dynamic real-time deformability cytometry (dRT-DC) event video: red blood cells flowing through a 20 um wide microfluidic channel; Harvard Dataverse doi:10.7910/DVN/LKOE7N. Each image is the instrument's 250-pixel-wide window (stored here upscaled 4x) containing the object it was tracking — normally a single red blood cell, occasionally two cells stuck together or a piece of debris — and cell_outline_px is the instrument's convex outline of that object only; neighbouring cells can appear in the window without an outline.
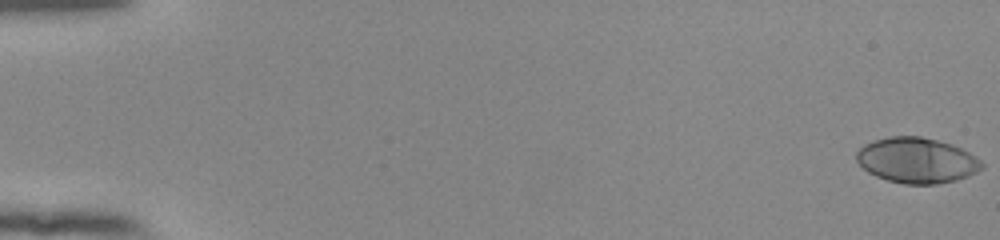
{"species": "human", "species_latin": "Homo sapiens", "temperature_condition": "room temperature", "stored_images_in_passage": 55, "camera_frame_rate_fps": 3000, "um_per_image_px": 0.085, "donor": {"sex": "female"}, "frame": {"image": 1, "passage_image": 1, "time_ms": 0.0, "image_size_px": [1000, 240], "cell_outline_px": [[984, 168], [968, 176], [956, 180], [936, 184], [904, 184], [888, 180], [876, 176], [868, 172], [856, 160], [856, 152], [864, 144], [872, 140], [888, 136], [920, 136], [952, 144], [976, 156], [984, 164]], "centroid_in_image_um": [77.92, 13.62], "position_along_channel_um": 7.1, "area_um2": 33.29}}
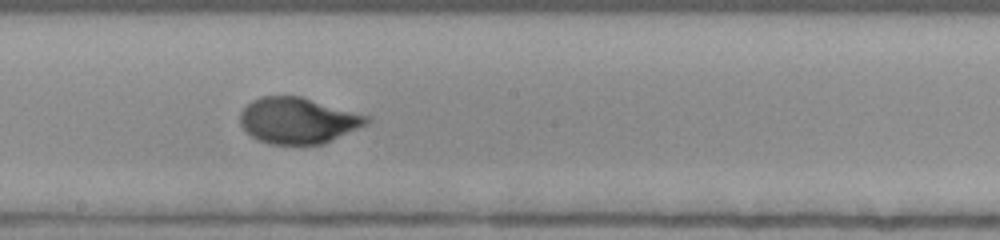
{"frame": {"image": 2, "passage_image": 32, "time_ms": 10.333, "image_size_px": [1000, 240], "cell_outline_px": [[372, 120], [368, 124], [324, 144], [268, 144], [256, 140], [244, 132], [240, 124], [240, 112], [252, 100], [260, 96], [300, 96], [372, 116]], "centroid_in_image_um": [25.34, 10.25], "position_along_channel_um": 222.9, "area_um2": 34.45}}
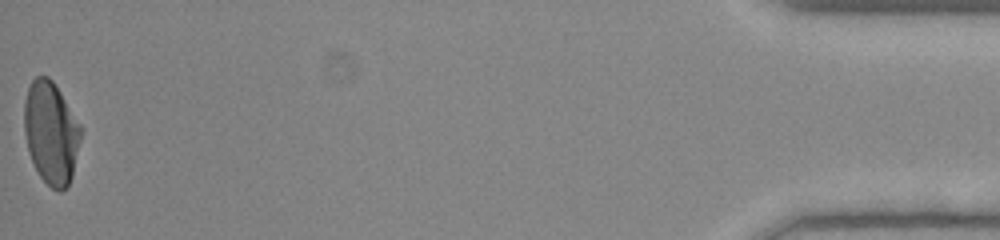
{"frame": {"image": 3, "passage_image": 55, "time_ms": 18.0, "image_size_px": [1000, 240], "cell_outline_px": [[80, 140], [72, 176], [68, 184], [60, 192], [52, 188], [40, 176], [28, 152], [24, 132], [24, 100], [28, 88], [32, 80], [36, 76], [48, 76], [52, 80], [60, 92], [80, 124]], "centroid_in_image_um": [4.31, 11.26], "position_along_channel_um": 430.9, "area_um2": 33.47}, "authors_computed_cell_mechanics": {"area_um2": 33.4084, "velocity_mm_per_s": 3.8811, "shape_relaxation_time_tau1_ms": 4.4974, "shape_relaxation_time_tau2_ms": null, "deformation_change_tau1": 0.221, "deformation_change_tau2": null}}